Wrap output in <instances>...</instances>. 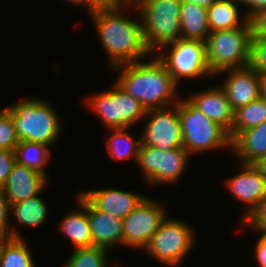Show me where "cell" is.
Listing matches in <instances>:
<instances>
[{
	"label": "cell",
	"instance_id": "cell-12",
	"mask_svg": "<svg viewBox=\"0 0 266 267\" xmlns=\"http://www.w3.org/2000/svg\"><path fill=\"white\" fill-rule=\"evenodd\" d=\"M166 209L161 204L145 197L142 202L123 219V245L143 248L166 218Z\"/></svg>",
	"mask_w": 266,
	"mask_h": 267
},
{
	"label": "cell",
	"instance_id": "cell-19",
	"mask_svg": "<svg viewBox=\"0 0 266 267\" xmlns=\"http://www.w3.org/2000/svg\"><path fill=\"white\" fill-rule=\"evenodd\" d=\"M231 151L243 164H253L266 156V121L239 133L231 141Z\"/></svg>",
	"mask_w": 266,
	"mask_h": 267
},
{
	"label": "cell",
	"instance_id": "cell-35",
	"mask_svg": "<svg viewBox=\"0 0 266 267\" xmlns=\"http://www.w3.org/2000/svg\"><path fill=\"white\" fill-rule=\"evenodd\" d=\"M238 4L247 5L248 11H246L245 17L248 19L254 13L266 10V0H236Z\"/></svg>",
	"mask_w": 266,
	"mask_h": 267
},
{
	"label": "cell",
	"instance_id": "cell-17",
	"mask_svg": "<svg viewBox=\"0 0 266 267\" xmlns=\"http://www.w3.org/2000/svg\"><path fill=\"white\" fill-rule=\"evenodd\" d=\"M96 210L124 219L145 198L134 192L106 188L86 190L80 193Z\"/></svg>",
	"mask_w": 266,
	"mask_h": 267
},
{
	"label": "cell",
	"instance_id": "cell-13",
	"mask_svg": "<svg viewBox=\"0 0 266 267\" xmlns=\"http://www.w3.org/2000/svg\"><path fill=\"white\" fill-rule=\"evenodd\" d=\"M240 173L226 180V186L234 198L246 205L242 221L248 217L266 197V179L253 164L241 163Z\"/></svg>",
	"mask_w": 266,
	"mask_h": 267
},
{
	"label": "cell",
	"instance_id": "cell-18",
	"mask_svg": "<svg viewBox=\"0 0 266 267\" xmlns=\"http://www.w3.org/2000/svg\"><path fill=\"white\" fill-rule=\"evenodd\" d=\"M187 99L214 123L230 133L235 111L221 86L193 93Z\"/></svg>",
	"mask_w": 266,
	"mask_h": 267
},
{
	"label": "cell",
	"instance_id": "cell-37",
	"mask_svg": "<svg viewBox=\"0 0 266 267\" xmlns=\"http://www.w3.org/2000/svg\"><path fill=\"white\" fill-rule=\"evenodd\" d=\"M69 2H71V4H76V5H83L85 6V8L87 9L86 11H88L90 13L96 11L100 5L95 1V0H67Z\"/></svg>",
	"mask_w": 266,
	"mask_h": 267
},
{
	"label": "cell",
	"instance_id": "cell-28",
	"mask_svg": "<svg viewBox=\"0 0 266 267\" xmlns=\"http://www.w3.org/2000/svg\"><path fill=\"white\" fill-rule=\"evenodd\" d=\"M108 251L96 246L75 248L64 267H107Z\"/></svg>",
	"mask_w": 266,
	"mask_h": 267
},
{
	"label": "cell",
	"instance_id": "cell-4",
	"mask_svg": "<svg viewBox=\"0 0 266 267\" xmlns=\"http://www.w3.org/2000/svg\"><path fill=\"white\" fill-rule=\"evenodd\" d=\"M180 0H132L139 11L145 43L151 53L181 38Z\"/></svg>",
	"mask_w": 266,
	"mask_h": 267
},
{
	"label": "cell",
	"instance_id": "cell-11",
	"mask_svg": "<svg viewBox=\"0 0 266 267\" xmlns=\"http://www.w3.org/2000/svg\"><path fill=\"white\" fill-rule=\"evenodd\" d=\"M144 118L147 123L140 137V146L167 151L183 147L178 102L165 108L148 110Z\"/></svg>",
	"mask_w": 266,
	"mask_h": 267
},
{
	"label": "cell",
	"instance_id": "cell-25",
	"mask_svg": "<svg viewBox=\"0 0 266 267\" xmlns=\"http://www.w3.org/2000/svg\"><path fill=\"white\" fill-rule=\"evenodd\" d=\"M14 153L16 163L35 169L48 177L45 167L51 155L49 146L42 143L19 141Z\"/></svg>",
	"mask_w": 266,
	"mask_h": 267
},
{
	"label": "cell",
	"instance_id": "cell-30",
	"mask_svg": "<svg viewBox=\"0 0 266 267\" xmlns=\"http://www.w3.org/2000/svg\"><path fill=\"white\" fill-rule=\"evenodd\" d=\"M248 66L259 76H266V39H251Z\"/></svg>",
	"mask_w": 266,
	"mask_h": 267
},
{
	"label": "cell",
	"instance_id": "cell-2",
	"mask_svg": "<svg viewBox=\"0 0 266 267\" xmlns=\"http://www.w3.org/2000/svg\"><path fill=\"white\" fill-rule=\"evenodd\" d=\"M143 62L111 68L121 69L115 82L138 100L146 111L175 105L179 101L176 97L178 85L171 74L156 55L151 61Z\"/></svg>",
	"mask_w": 266,
	"mask_h": 267
},
{
	"label": "cell",
	"instance_id": "cell-9",
	"mask_svg": "<svg viewBox=\"0 0 266 267\" xmlns=\"http://www.w3.org/2000/svg\"><path fill=\"white\" fill-rule=\"evenodd\" d=\"M165 47L170 50L166 53L160 52L156 57L162 62L177 85L182 78L212 76L207 62L204 41L180 38L166 44L159 50Z\"/></svg>",
	"mask_w": 266,
	"mask_h": 267
},
{
	"label": "cell",
	"instance_id": "cell-20",
	"mask_svg": "<svg viewBox=\"0 0 266 267\" xmlns=\"http://www.w3.org/2000/svg\"><path fill=\"white\" fill-rule=\"evenodd\" d=\"M181 38L206 41L211 33L207 9L191 3H182L180 10Z\"/></svg>",
	"mask_w": 266,
	"mask_h": 267
},
{
	"label": "cell",
	"instance_id": "cell-29",
	"mask_svg": "<svg viewBox=\"0 0 266 267\" xmlns=\"http://www.w3.org/2000/svg\"><path fill=\"white\" fill-rule=\"evenodd\" d=\"M18 144L19 139L10 113L4 107L0 111V149L14 151Z\"/></svg>",
	"mask_w": 266,
	"mask_h": 267
},
{
	"label": "cell",
	"instance_id": "cell-22",
	"mask_svg": "<svg viewBox=\"0 0 266 267\" xmlns=\"http://www.w3.org/2000/svg\"><path fill=\"white\" fill-rule=\"evenodd\" d=\"M236 0H217L207 9L208 26L211 32L242 27L248 19L239 14Z\"/></svg>",
	"mask_w": 266,
	"mask_h": 267
},
{
	"label": "cell",
	"instance_id": "cell-16",
	"mask_svg": "<svg viewBox=\"0 0 266 267\" xmlns=\"http://www.w3.org/2000/svg\"><path fill=\"white\" fill-rule=\"evenodd\" d=\"M48 184V177L44 174L15 163L2 189L9 204L12 205L41 194Z\"/></svg>",
	"mask_w": 266,
	"mask_h": 267
},
{
	"label": "cell",
	"instance_id": "cell-31",
	"mask_svg": "<svg viewBox=\"0 0 266 267\" xmlns=\"http://www.w3.org/2000/svg\"><path fill=\"white\" fill-rule=\"evenodd\" d=\"M9 214H11V205L0 187V239L22 238V234H19L16 227L9 226Z\"/></svg>",
	"mask_w": 266,
	"mask_h": 267
},
{
	"label": "cell",
	"instance_id": "cell-10",
	"mask_svg": "<svg viewBox=\"0 0 266 267\" xmlns=\"http://www.w3.org/2000/svg\"><path fill=\"white\" fill-rule=\"evenodd\" d=\"M189 155L184 147L167 151L140 146L136 163L149 184H171L182 177Z\"/></svg>",
	"mask_w": 266,
	"mask_h": 267
},
{
	"label": "cell",
	"instance_id": "cell-33",
	"mask_svg": "<svg viewBox=\"0 0 266 267\" xmlns=\"http://www.w3.org/2000/svg\"><path fill=\"white\" fill-rule=\"evenodd\" d=\"M251 39H266V10L254 13L248 18Z\"/></svg>",
	"mask_w": 266,
	"mask_h": 267
},
{
	"label": "cell",
	"instance_id": "cell-5",
	"mask_svg": "<svg viewBox=\"0 0 266 267\" xmlns=\"http://www.w3.org/2000/svg\"><path fill=\"white\" fill-rule=\"evenodd\" d=\"M250 43L248 21L242 27L211 32L205 41V46L212 75H218L228 69L247 67Z\"/></svg>",
	"mask_w": 266,
	"mask_h": 267
},
{
	"label": "cell",
	"instance_id": "cell-34",
	"mask_svg": "<svg viewBox=\"0 0 266 267\" xmlns=\"http://www.w3.org/2000/svg\"><path fill=\"white\" fill-rule=\"evenodd\" d=\"M15 163L14 151L0 149V187L6 183L8 175Z\"/></svg>",
	"mask_w": 266,
	"mask_h": 267
},
{
	"label": "cell",
	"instance_id": "cell-8",
	"mask_svg": "<svg viewBox=\"0 0 266 267\" xmlns=\"http://www.w3.org/2000/svg\"><path fill=\"white\" fill-rule=\"evenodd\" d=\"M189 225L179 219L165 218L151 240L143 248L153 259L174 267L182 263L192 250L195 232Z\"/></svg>",
	"mask_w": 266,
	"mask_h": 267
},
{
	"label": "cell",
	"instance_id": "cell-32",
	"mask_svg": "<svg viewBox=\"0 0 266 267\" xmlns=\"http://www.w3.org/2000/svg\"><path fill=\"white\" fill-rule=\"evenodd\" d=\"M242 225L249 226L250 229L257 232H266V197L258 204V206L246 217Z\"/></svg>",
	"mask_w": 266,
	"mask_h": 267
},
{
	"label": "cell",
	"instance_id": "cell-40",
	"mask_svg": "<svg viewBox=\"0 0 266 267\" xmlns=\"http://www.w3.org/2000/svg\"><path fill=\"white\" fill-rule=\"evenodd\" d=\"M100 6H113L123 3L125 0H95Z\"/></svg>",
	"mask_w": 266,
	"mask_h": 267
},
{
	"label": "cell",
	"instance_id": "cell-23",
	"mask_svg": "<svg viewBox=\"0 0 266 267\" xmlns=\"http://www.w3.org/2000/svg\"><path fill=\"white\" fill-rule=\"evenodd\" d=\"M266 121V100L258 98L234 112V123L228 134L232 141L239 133Z\"/></svg>",
	"mask_w": 266,
	"mask_h": 267
},
{
	"label": "cell",
	"instance_id": "cell-6",
	"mask_svg": "<svg viewBox=\"0 0 266 267\" xmlns=\"http://www.w3.org/2000/svg\"><path fill=\"white\" fill-rule=\"evenodd\" d=\"M178 114L183 135V147L192 156L212 149L231 147L228 133L214 123L187 98L179 99Z\"/></svg>",
	"mask_w": 266,
	"mask_h": 267
},
{
	"label": "cell",
	"instance_id": "cell-21",
	"mask_svg": "<svg viewBox=\"0 0 266 267\" xmlns=\"http://www.w3.org/2000/svg\"><path fill=\"white\" fill-rule=\"evenodd\" d=\"M79 210L71 211L62 218L59 228L75 248L91 247L92 232L86 210L77 202Z\"/></svg>",
	"mask_w": 266,
	"mask_h": 267
},
{
	"label": "cell",
	"instance_id": "cell-39",
	"mask_svg": "<svg viewBox=\"0 0 266 267\" xmlns=\"http://www.w3.org/2000/svg\"><path fill=\"white\" fill-rule=\"evenodd\" d=\"M253 165L258 169V171L266 179V156L258 159Z\"/></svg>",
	"mask_w": 266,
	"mask_h": 267
},
{
	"label": "cell",
	"instance_id": "cell-41",
	"mask_svg": "<svg viewBox=\"0 0 266 267\" xmlns=\"http://www.w3.org/2000/svg\"><path fill=\"white\" fill-rule=\"evenodd\" d=\"M260 98L266 100V76H260Z\"/></svg>",
	"mask_w": 266,
	"mask_h": 267
},
{
	"label": "cell",
	"instance_id": "cell-1",
	"mask_svg": "<svg viewBox=\"0 0 266 267\" xmlns=\"http://www.w3.org/2000/svg\"><path fill=\"white\" fill-rule=\"evenodd\" d=\"M128 5H131V1L113 6H100L89 14L109 57V65L113 68L142 61V58H148L147 56L152 54L144 40L141 18L140 21H136L123 16V9L126 6L128 8Z\"/></svg>",
	"mask_w": 266,
	"mask_h": 267
},
{
	"label": "cell",
	"instance_id": "cell-36",
	"mask_svg": "<svg viewBox=\"0 0 266 267\" xmlns=\"http://www.w3.org/2000/svg\"><path fill=\"white\" fill-rule=\"evenodd\" d=\"M261 237L256 244V258L259 267H266V232H260Z\"/></svg>",
	"mask_w": 266,
	"mask_h": 267
},
{
	"label": "cell",
	"instance_id": "cell-3",
	"mask_svg": "<svg viewBox=\"0 0 266 267\" xmlns=\"http://www.w3.org/2000/svg\"><path fill=\"white\" fill-rule=\"evenodd\" d=\"M5 109L10 113L19 141L42 143L51 147L62 134L58 113L49 102L40 97L21 100Z\"/></svg>",
	"mask_w": 266,
	"mask_h": 267
},
{
	"label": "cell",
	"instance_id": "cell-14",
	"mask_svg": "<svg viewBox=\"0 0 266 267\" xmlns=\"http://www.w3.org/2000/svg\"><path fill=\"white\" fill-rule=\"evenodd\" d=\"M76 201L86 210L92 232V246L109 250L113 245H123V220L96 210L81 194Z\"/></svg>",
	"mask_w": 266,
	"mask_h": 267
},
{
	"label": "cell",
	"instance_id": "cell-38",
	"mask_svg": "<svg viewBox=\"0 0 266 267\" xmlns=\"http://www.w3.org/2000/svg\"><path fill=\"white\" fill-rule=\"evenodd\" d=\"M181 3H191L198 5L201 8L208 9L217 0H180Z\"/></svg>",
	"mask_w": 266,
	"mask_h": 267
},
{
	"label": "cell",
	"instance_id": "cell-27",
	"mask_svg": "<svg viewBox=\"0 0 266 267\" xmlns=\"http://www.w3.org/2000/svg\"><path fill=\"white\" fill-rule=\"evenodd\" d=\"M128 129H111L112 135L107 141V151L111 158L128 160L132 157L137 161L140 138L135 140L133 136L129 135Z\"/></svg>",
	"mask_w": 266,
	"mask_h": 267
},
{
	"label": "cell",
	"instance_id": "cell-15",
	"mask_svg": "<svg viewBox=\"0 0 266 267\" xmlns=\"http://www.w3.org/2000/svg\"><path fill=\"white\" fill-rule=\"evenodd\" d=\"M221 88L234 111L260 98V76L249 66L228 69Z\"/></svg>",
	"mask_w": 266,
	"mask_h": 267
},
{
	"label": "cell",
	"instance_id": "cell-7",
	"mask_svg": "<svg viewBox=\"0 0 266 267\" xmlns=\"http://www.w3.org/2000/svg\"><path fill=\"white\" fill-rule=\"evenodd\" d=\"M86 99L87 105L97 113L108 130L130 128L145 117L146 110L140 102L117 83H114L112 89Z\"/></svg>",
	"mask_w": 266,
	"mask_h": 267
},
{
	"label": "cell",
	"instance_id": "cell-26",
	"mask_svg": "<svg viewBox=\"0 0 266 267\" xmlns=\"http://www.w3.org/2000/svg\"><path fill=\"white\" fill-rule=\"evenodd\" d=\"M47 206L38 195L11 205V213L19 224L38 227L46 221Z\"/></svg>",
	"mask_w": 266,
	"mask_h": 267
},
{
	"label": "cell",
	"instance_id": "cell-24",
	"mask_svg": "<svg viewBox=\"0 0 266 267\" xmlns=\"http://www.w3.org/2000/svg\"><path fill=\"white\" fill-rule=\"evenodd\" d=\"M22 238L0 239V267H36Z\"/></svg>",
	"mask_w": 266,
	"mask_h": 267
}]
</instances>
